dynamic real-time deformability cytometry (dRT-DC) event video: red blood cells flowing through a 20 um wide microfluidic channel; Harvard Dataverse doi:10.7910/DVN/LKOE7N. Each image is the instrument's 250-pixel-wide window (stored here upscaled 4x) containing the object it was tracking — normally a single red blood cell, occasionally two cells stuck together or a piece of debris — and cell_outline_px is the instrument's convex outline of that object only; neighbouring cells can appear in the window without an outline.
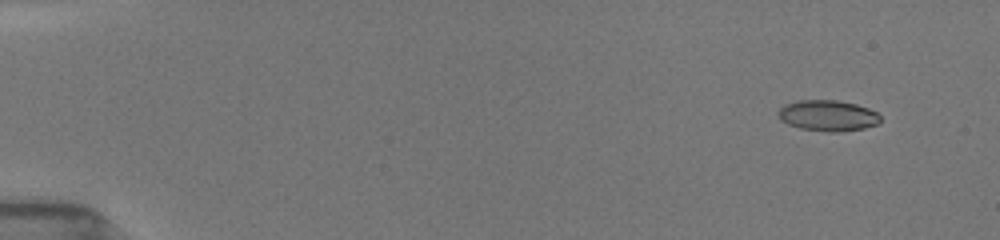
{"species": "common noctule bat (a hibernating species)", "species_latin": "Nyctalus noctula", "temperature_condition": "room temperature", "stored_images_in_passage": 21, "camera_frame_rate_fps": 3000, "um_per_image_px": 0.085, "animal": {"sex": "female", "body_mass_g": 19.5, "forearm_length_mm": 54.1}, "frame": {"image": 1, "passage_image": 3, "time_ms": 1.0, "image_size_px": [1000, 240], "cell_outline_px": [[880, 120], [876, 124], [864, 128], [840, 132], [828, 132], [800, 128], [788, 124], [780, 120], [776, 112], [784, 104], [800, 100], [836, 100], [856, 104], [868, 108], [876, 112], [880, 116]], "centroid_in_image_um": [70.33, 9.82], "position_along_channel_um": 14.7, "area_um2": 18.44}}
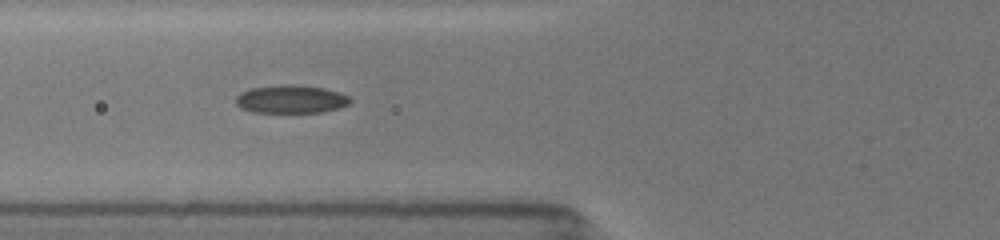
{"frame": {"image": 2, "passage_image": 17, "time_ms": 6.667, "image_size_px": [1000, 240], "cell_outline_px": [[352, 100], [348, 104], [340, 108], [324, 112], [252, 112], [240, 108], [236, 104], [236, 96], [240, 92], [252, 88], [288, 84], [324, 88], [348, 96]], "centroid_in_image_um": [24.71, 8.44], "position_along_channel_um": 101.1, "area_um2": 18.61}}
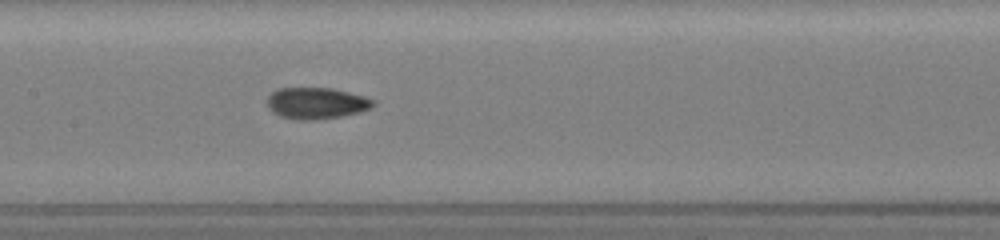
{"frame": {"image": 3, "passage_image": 21, "time_ms": 8.667, "image_size_px": [1000, 240], "cell_outline_px": [[376, 104], [372, 108], [360, 112], [344, 116], [312, 120], [296, 120], [280, 116], [272, 112], [268, 108], [268, 96], [276, 88], [332, 88], [364, 96], [376, 100]], "centroid_in_image_um": [26.91, 8.78], "position_along_channel_um": 180.5, "area_um2": 19.65}}